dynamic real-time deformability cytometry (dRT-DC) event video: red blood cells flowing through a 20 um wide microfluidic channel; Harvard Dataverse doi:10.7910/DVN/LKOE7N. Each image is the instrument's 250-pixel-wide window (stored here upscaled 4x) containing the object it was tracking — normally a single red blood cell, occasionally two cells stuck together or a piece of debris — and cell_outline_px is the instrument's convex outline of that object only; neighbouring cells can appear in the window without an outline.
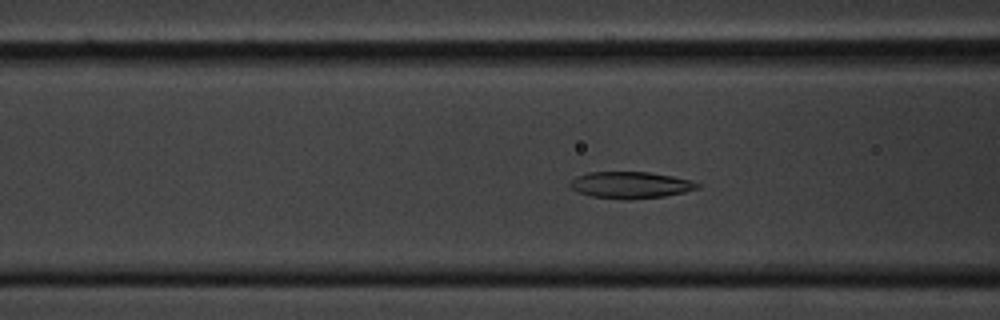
{"species": "common noctule bat (a hibernating species)", "species_latin": "Nyctalus noctula", "temperature_condition": "cold", "stored_images_in_passage": 54, "camera_frame_rate_fps": 3000, "um_per_image_px": 0.085, "animal": {"sex": "male", "body_mass_g": 20.1, "forearm_length_mm": 53.5}, "frame": {"image": 1, "passage_image": 20, "time_ms": 6.333, "image_size_px": [1000, 320], "cell_outline_px": [[700, 188], [684, 192], [664, 196], [632, 200], [628, 200], [592, 196], [580, 192], [572, 188], [568, 184], [576, 176], [588, 172], [648, 172], [672, 176], [692, 180], [700, 184]], "centroid_in_image_um": [53.62, 15.72], "position_along_channel_um": 113.0, "area_um2": 19.77}}
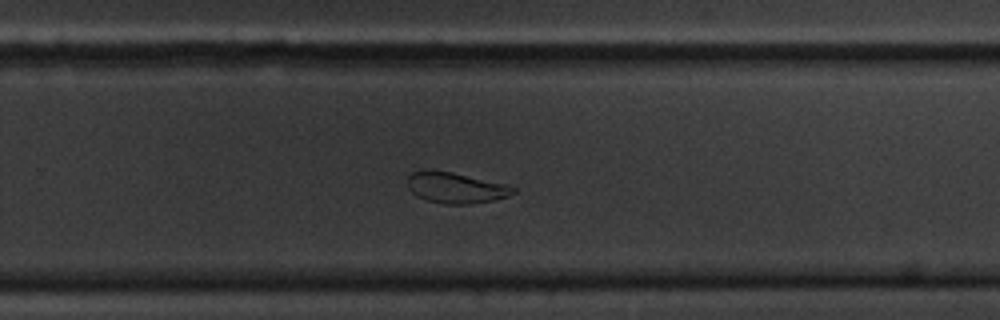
{"frame": {"image": 2, "passage_image": 35, "time_ms": 11.333, "image_size_px": [1000, 320], "cell_outline_px": [[516, 192], [508, 196], [492, 200], [472, 204], [444, 204], [428, 200], [416, 196], [408, 188], [408, 176], [412, 172], [452, 172], [508, 184], [516, 188]], "centroid_in_image_um": [38.8, 15.98], "position_along_channel_um": 291.0, "area_um2": 18.67}}
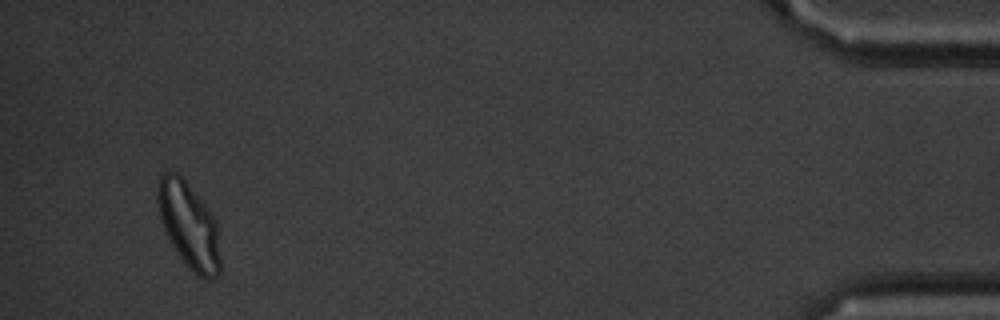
{"frame": {"image": 3, "passage_image": 52, "time_ms": 17.0, "image_size_px": [1000, 320], "cell_outline_px": [[220, 272], [216, 276], [208, 280], [204, 280], [196, 276], [184, 264], [176, 252], [160, 220], [156, 200], [156, 188], [160, 176], [164, 172], [172, 172], [180, 176], [184, 180], [208, 208], [216, 224], [220, 260]], "centroid_in_image_um": [16.03, 19.2], "position_along_channel_um": 419.2, "area_um2": 31.27}, "authors_computed_cell_mechanics": {"area_um2": 20.7502, "velocity_mm_per_s": 3.5618, "shape_relaxation_time_tau1_ms": 3.3904, "shape_relaxation_time_tau2_ms": 3.7083, "deformation_change_tau1": 0.1298, "deformation_change_tau2": 0.0883}}